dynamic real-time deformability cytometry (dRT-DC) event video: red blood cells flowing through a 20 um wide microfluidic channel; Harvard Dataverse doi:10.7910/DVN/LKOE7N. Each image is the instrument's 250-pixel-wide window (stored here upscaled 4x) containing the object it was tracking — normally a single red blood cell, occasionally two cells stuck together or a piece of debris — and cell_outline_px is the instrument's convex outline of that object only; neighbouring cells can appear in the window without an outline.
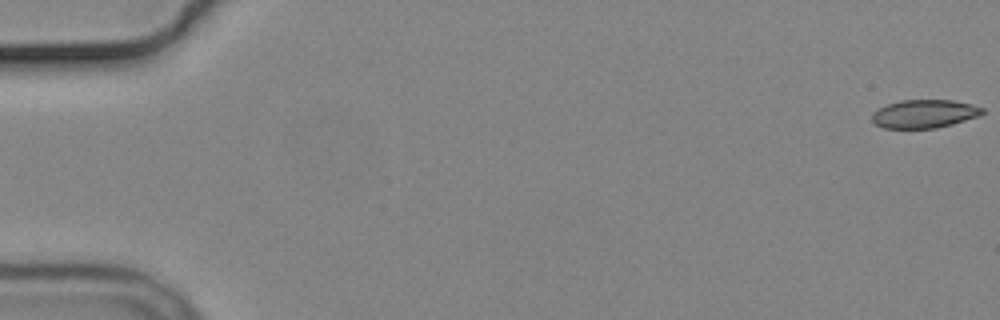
{"species": "common noctule bat (a hibernating species)", "species_latin": "Nyctalus noctula", "temperature_condition": "cold", "stored_images_in_passage": 56, "camera_frame_rate_fps": 3000, "um_per_image_px": 0.085, "animal": {"sex": "male", "body_mass_g": 19.2, "forearm_length_mm": 51.8}, "frame": {"image": 1, "passage_image": 1, "time_ms": 0.0, "image_size_px": [1000, 320], "cell_outline_px": [[984, 112], [976, 116], [952, 124], [936, 128], [884, 128], [876, 124], [872, 120], [872, 112], [888, 104], [900, 100], [952, 100], [972, 104], [984, 108]], "centroid_in_image_um": [78.55, 9.67], "position_along_channel_um": 6.4, "area_um2": 18.03}}
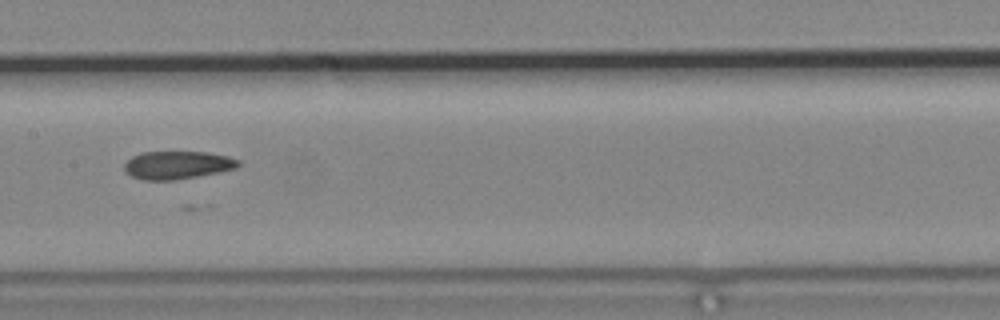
{"frame": {"image": 2, "passage_image": 29, "time_ms": 9.333, "image_size_px": [1000, 320], "cell_outline_px": [[240, 164], [236, 168], [220, 172], [176, 180], [144, 180], [132, 176], [124, 172], [124, 164], [132, 156], [140, 152], [208, 152], [228, 156], [240, 160]], "centroid_in_image_um": [15.07, 14.03], "position_along_channel_um": 192.3, "area_um2": 18.73}}
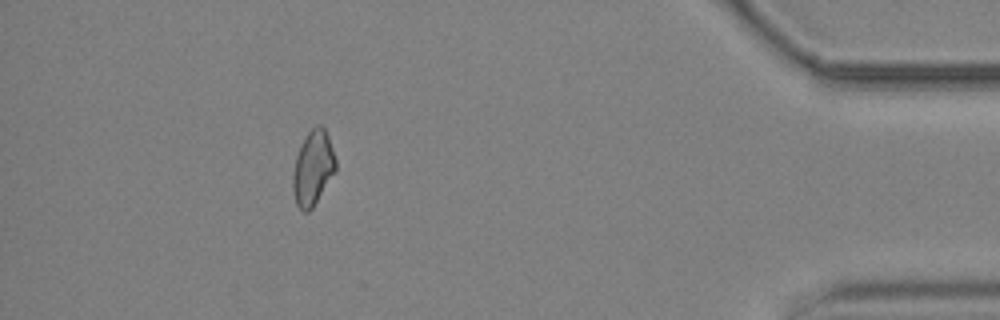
{"frame": {"image": 3, "passage_image": 51, "time_ms": 16.667, "image_size_px": [1000, 320], "cell_outline_px": [[336, 172], [312, 208], [308, 212], [304, 212], [296, 204], [292, 192], [292, 176], [296, 156], [300, 144], [308, 132], [316, 124], [320, 124], [324, 128], [328, 136], [336, 160]], "centroid_in_image_um": [26.59, 14.28], "position_along_channel_um": 408.6, "area_um2": 18.79}, "authors_computed_cell_mechanics": {"area_um2": 18.785, "velocity_mm_per_s": 3.689, "shape_relaxation_time_tau1_ms": null, "shape_relaxation_time_tau2_ms": 9.6679, "deformation_change_tau1": null, "deformation_change_tau2": 0.138}}